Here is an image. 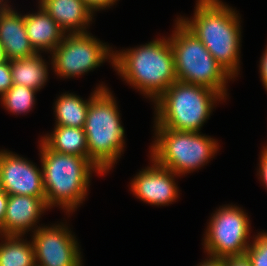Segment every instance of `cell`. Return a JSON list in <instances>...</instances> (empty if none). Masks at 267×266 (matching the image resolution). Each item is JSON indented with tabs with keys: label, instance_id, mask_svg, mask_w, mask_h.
Here are the masks:
<instances>
[{
	"label": "cell",
	"instance_id": "cell-1",
	"mask_svg": "<svg viewBox=\"0 0 267 266\" xmlns=\"http://www.w3.org/2000/svg\"><path fill=\"white\" fill-rule=\"evenodd\" d=\"M193 17L178 19L235 79L240 73L241 16L222 0H196Z\"/></svg>",
	"mask_w": 267,
	"mask_h": 266
},
{
	"label": "cell",
	"instance_id": "cell-2",
	"mask_svg": "<svg viewBox=\"0 0 267 266\" xmlns=\"http://www.w3.org/2000/svg\"><path fill=\"white\" fill-rule=\"evenodd\" d=\"M113 68L153 103L177 80L169 37L156 38L133 48L114 51Z\"/></svg>",
	"mask_w": 267,
	"mask_h": 266
},
{
	"label": "cell",
	"instance_id": "cell-3",
	"mask_svg": "<svg viewBox=\"0 0 267 266\" xmlns=\"http://www.w3.org/2000/svg\"><path fill=\"white\" fill-rule=\"evenodd\" d=\"M38 142L46 204L73 214L88 195L93 172L105 174L89 158L59 153Z\"/></svg>",
	"mask_w": 267,
	"mask_h": 266
},
{
	"label": "cell",
	"instance_id": "cell-4",
	"mask_svg": "<svg viewBox=\"0 0 267 266\" xmlns=\"http://www.w3.org/2000/svg\"><path fill=\"white\" fill-rule=\"evenodd\" d=\"M225 100L227 98L218 91L176 80L153 102V125L176 131L200 132L214 107Z\"/></svg>",
	"mask_w": 267,
	"mask_h": 266
},
{
	"label": "cell",
	"instance_id": "cell-5",
	"mask_svg": "<svg viewBox=\"0 0 267 266\" xmlns=\"http://www.w3.org/2000/svg\"><path fill=\"white\" fill-rule=\"evenodd\" d=\"M116 98L109 88L100 89L88 107L84 131L88 158L106 175L124 154L125 129Z\"/></svg>",
	"mask_w": 267,
	"mask_h": 266
},
{
	"label": "cell",
	"instance_id": "cell-6",
	"mask_svg": "<svg viewBox=\"0 0 267 266\" xmlns=\"http://www.w3.org/2000/svg\"><path fill=\"white\" fill-rule=\"evenodd\" d=\"M176 18L169 41L177 80L207 87L228 98L227 84L234 78L213 58L193 32Z\"/></svg>",
	"mask_w": 267,
	"mask_h": 266
},
{
	"label": "cell",
	"instance_id": "cell-7",
	"mask_svg": "<svg viewBox=\"0 0 267 266\" xmlns=\"http://www.w3.org/2000/svg\"><path fill=\"white\" fill-rule=\"evenodd\" d=\"M149 157L181 176L201 169L219 151L217 139L201 132L176 131L153 126Z\"/></svg>",
	"mask_w": 267,
	"mask_h": 266
},
{
	"label": "cell",
	"instance_id": "cell-8",
	"mask_svg": "<svg viewBox=\"0 0 267 266\" xmlns=\"http://www.w3.org/2000/svg\"><path fill=\"white\" fill-rule=\"evenodd\" d=\"M207 224L202 238L207 255L220 258L245 255L252 230L244 209L232 203L222 205L211 214Z\"/></svg>",
	"mask_w": 267,
	"mask_h": 266
},
{
	"label": "cell",
	"instance_id": "cell-9",
	"mask_svg": "<svg viewBox=\"0 0 267 266\" xmlns=\"http://www.w3.org/2000/svg\"><path fill=\"white\" fill-rule=\"evenodd\" d=\"M50 55L55 75L70 79L94 71L106 61L113 67L114 49L86 32L66 34Z\"/></svg>",
	"mask_w": 267,
	"mask_h": 266
},
{
	"label": "cell",
	"instance_id": "cell-10",
	"mask_svg": "<svg viewBox=\"0 0 267 266\" xmlns=\"http://www.w3.org/2000/svg\"><path fill=\"white\" fill-rule=\"evenodd\" d=\"M42 225L30 235L37 266H84L78 239L68 224Z\"/></svg>",
	"mask_w": 267,
	"mask_h": 266
},
{
	"label": "cell",
	"instance_id": "cell-11",
	"mask_svg": "<svg viewBox=\"0 0 267 266\" xmlns=\"http://www.w3.org/2000/svg\"><path fill=\"white\" fill-rule=\"evenodd\" d=\"M0 179L8 195L45 197L42 167L13 151L0 150Z\"/></svg>",
	"mask_w": 267,
	"mask_h": 266
},
{
	"label": "cell",
	"instance_id": "cell-12",
	"mask_svg": "<svg viewBox=\"0 0 267 266\" xmlns=\"http://www.w3.org/2000/svg\"><path fill=\"white\" fill-rule=\"evenodd\" d=\"M149 159L150 166L139 170L131 179L130 191L137 199L151 206H166L176 202L180 198V190L175 178L179 175Z\"/></svg>",
	"mask_w": 267,
	"mask_h": 266
},
{
	"label": "cell",
	"instance_id": "cell-13",
	"mask_svg": "<svg viewBox=\"0 0 267 266\" xmlns=\"http://www.w3.org/2000/svg\"><path fill=\"white\" fill-rule=\"evenodd\" d=\"M49 209L46 197L8 195V204L0 235L24 236L29 231L33 233L41 226L37 225L41 215Z\"/></svg>",
	"mask_w": 267,
	"mask_h": 266
},
{
	"label": "cell",
	"instance_id": "cell-14",
	"mask_svg": "<svg viewBox=\"0 0 267 266\" xmlns=\"http://www.w3.org/2000/svg\"><path fill=\"white\" fill-rule=\"evenodd\" d=\"M9 5L0 14V44L10 60L32 57L37 54L27 36L24 14Z\"/></svg>",
	"mask_w": 267,
	"mask_h": 266
},
{
	"label": "cell",
	"instance_id": "cell-15",
	"mask_svg": "<svg viewBox=\"0 0 267 266\" xmlns=\"http://www.w3.org/2000/svg\"><path fill=\"white\" fill-rule=\"evenodd\" d=\"M66 34L86 33L95 16L83 0H38Z\"/></svg>",
	"mask_w": 267,
	"mask_h": 266
},
{
	"label": "cell",
	"instance_id": "cell-16",
	"mask_svg": "<svg viewBox=\"0 0 267 266\" xmlns=\"http://www.w3.org/2000/svg\"><path fill=\"white\" fill-rule=\"evenodd\" d=\"M24 23L29 41L37 53L51 54L66 35L39 3L37 12L24 15Z\"/></svg>",
	"mask_w": 267,
	"mask_h": 266
},
{
	"label": "cell",
	"instance_id": "cell-17",
	"mask_svg": "<svg viewBox=\"0 0 267 266\" xmlns=\"http://www.w3.org/2000/svg\"><path fill=\"white\" fill-rule=\"evenodd\" d=\"M105 88H108L105 84H99L86 100L69 92H64L56 97L57 99L53 103L55 125L83 128L91 98L100 89Z\"/></svg>",
	"mask_w": 267,
	"mask_h": 266
},
{
	"label": "cell",
	"instance_id": "cell-18",
	"mask_svg": "<svg viewBox=\"0 0 267 266\" xmlns=\"http://www.w3.org/2000/svg\"><path fill=\"white\" fill-rule=\"evenodd\" d=\"M49 63L41 53L28 58L10 60L13 84L22 85L40 91L48 82Z\"/></svg>",
	"mask_w": 267,
	"mask_h": 266
},
{
	"label": "cell",
	"instance_id": "cell-19",
	"mask_svg": "<svg viewBox=\"0 0 267 266\" xmlns=\"http://www.w3.org/2000/svg\"><path fill=\"white\" fill-rule=\"evenodd\" d=\"M50 150L88 158L87 138L83 128L54 125V130L40 139Z\"/></svg>",
	"mask_w": 267,
	"mask_h": 266
},
{
	"label": "cell",
	"instance_id": "cell-20",
	"mask_svg": "<svg viewBox=\"0 0 267 266\" xmlns=\"http://www.w3.org/2000/svg\"><path fill=\"white\" fill-rule=\"evenodd\" d=\"M23 237L0 235V266H37L32 241Z\"/></svg>",
	"mask_w": 267,
	"mask_h": 266
},
{
	"label": "cell",
	"instance_id": "cell-21",
	"mask_svg": "<svg viewBox=\"0 0 267 266\" xmlns=\"http://www.w3.org/2000/svg\"><path fill=\"white\" fill-rule=\"evenodd\" d=\"M36 92L31 88L13 84V86L0 97L1 105L12 115H21L30 112L36 103Z\"/></svg>",
	"mask_w": 267,
	"mask_h": 266
},
{
	"label": "cell",
	"instance_id": "cell-22",
	"mask_svg": "<svg viewBox=\"0 0 267 266\" xmlns=\"http://www.w3.org/2000/svg\"><path fill=\"white\" fill-rule=\"evenodd\" d=\"M253 240L245 252L252 266H267V231L252 235Z\"/></svg>",
	"mask_w": 267,
	"mask_h": 266
},
{
	"label": "cell",
	"instance_id": "cell-23",
	"mask_svg": "<svg viewBox=\"0 0 267 266\" xmlns=\"http://www.w3.org/2000/svg\"><path fill=\"white\" fill-rule=\"evenodd\" d=\"M13 86L10 61L0 63V97Z\"/></svg>",
	"mask_w": 267,
	"mask_h": 266
},
{
	"label": "cell",
	"instance_id": "cell-24",
	"mask_svg": "<svg viewBox=\"0 0 267 266\" xmlns=\"http://www.w3.org/2000/svg\"><path fill=\"white\" fill-rule=\"evenodd\" d=\"M87 8L96 14L97 11L109 9L119 0H83Z\"/></svg>",
	"mask_w": 267,
	"mask_h": 266
},
{
	"label": "cell",
	"instance_id": "cell-25",
	"mask_svg": "<svg viewBox=\"0 0 267 266\" xmlns=\"http://www.w3.org/2000/svg\"><path fill=\"white\" fill-rule=\"evenodd\" d=\"M259 159V168L257 169L258 179L267 190V154L260 152Z\"/></svg>",
	"mask_w": 267,
	"mask_h": 266
},
{
	"label": "cell",
	"instance_id": "cell-26",
	"mask_svg": "<svg viewBox=\"0 0 267 266\" xmlns=\"http://www.w3.org/2000/svg\"><path fill=\"white\" fill-rule=\"evenodd\" d=\"M259 73L262 85L267 91V46L264 49V52L262 53L261 59L259 61Z\"/></svg>",
	"mask_w": 267,
	"mask_h": 266
},
{
	"label": "cell",
	"instance_id": "cell-27",
	"mask_svg": "<svg viewBox=\"0 0 267 266\" xmlns=\"http://www.w3.org/2000/svg\"><path fill=\"white\" fill-rule=\"evenodd\" d=\"M226 266H252L246 255L226 257Z\"/></svg>",
	"mask_w": 267,
	"mask_h": 266
},
{
	"label": "cell",
	"instance_id": "cell-28",
	"mask_svg": "<svg viewBox=\"0 0 267 266\" xmlns=\"http://www.w3.org/2000/svg\"><path fill=\"white\" fill-rule=\"evenodd\" d=\"M197 266H226L225 258L212 257L207 255L206 259L197 264Z\"/></svg>",
	"mask_w": 267,
	"mask_h": 266
},
{
	"label": "cell",
	"instance_id": "cell-29",
	"mask_svg": "<svg viewBox=\"0 0 267 266\" xmlns=\"http://www.w3.org/2000/svg\"><path fill=\"white\" fill-rule=\"evenodd\" d=\"M8 204V194L5 192L0 193V228L2 227L5 212Z\"/></svg>",
	"mask_w": 267,
	"mask_h": 266
},
{
	"label": "cell",
	"instance_id": "cell-30",
	"mask_svg": "<svg viewBox=\"0 0 267 266\" xmlns=\"http://www.w3.org/2000/svg\"><path fill=\"white\" fill-rule=\"evenodd\" d=\"M9 0H0V14L10 5Z\"/></svg>",
	"mask_w": 267,
	"mask_h": 266
},
{
	"label": "cell",
	"instance_id": "cell-31",
	"mask_svg": "<svg viewBox=\"0 0 267 266\" xmlns=\"http://www.w3.org/2000/svg\"><path fill=\"white\" fill-rule=\"evenodd\" d=\"M3 46L0 44V63L7 61Z\"/></svg>",
	"mask_w": 267,
	"mask_h": 266
},
{
	"label": "cell",
	"instance_id": "cell-32",
	"mask_svg": "<svg viewBox=\"0 0 267 266\" xmlns=\"http://www.w3.org/2000/svg\"><path fill=\"white\" fill-rule=\"evenodd\" d=\"M266 144H265V146L263 145V147H261L262 148L261 152H263L265 154H267V145Z\"/></svg>",
	"mask_w": 267,
	"mask_h": 266
},
{
	"label": "cell",
	"instance_id": "cell-33",
	"mask_svg": "<svg viewBox=\"0 0 267 266\" xmlns=\"http://www.w3.org/2000/svg\"><path fill=\"white\" fill-rule=\"evenodd\" d=\"M3 192V189H2V183H1V179H0V193Z\"/></svg>",
	"mask_w": 267,
	"mask_h": 266
}]
</instances>
